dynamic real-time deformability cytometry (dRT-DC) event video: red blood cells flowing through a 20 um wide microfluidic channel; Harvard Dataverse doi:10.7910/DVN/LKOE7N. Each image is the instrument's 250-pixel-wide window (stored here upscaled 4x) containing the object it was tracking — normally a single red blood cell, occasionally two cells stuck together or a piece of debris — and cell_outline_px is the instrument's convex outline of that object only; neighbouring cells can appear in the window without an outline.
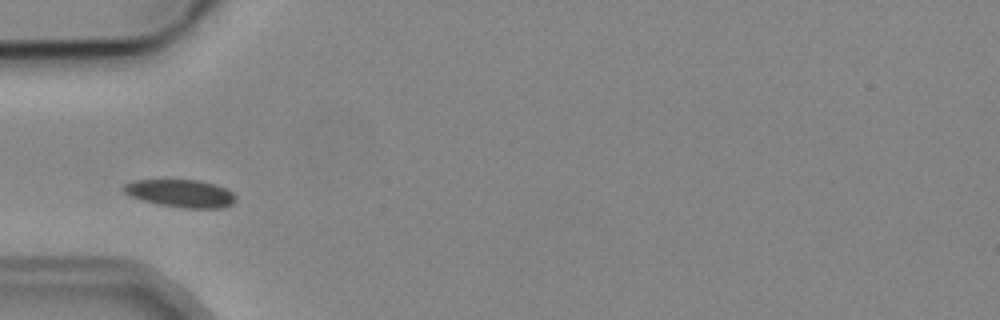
{"species": "common noctule bat (a hibernating species)", "species_latin": "Nyctalus noctula", "temperature_condition": "cold", "stored_images_in_passage": 4, "camera_frame_rate_fps": 3000, "um_per_image_px": 0.085, "animal": {"sex": "male", "body_mass_g": 19.2, "forearm_length_mm": 51.8}, "frame": {"image": 1, "passage_image": 3, "time_ms": 2.333, "image_size_px": [1000, 320], "cell_outline_px": [[236, 200], [232, 204], [224, 208], [184, 208], [160, 204], [140, 200], [128, 196], [120, 188], [124, 184], [136, 180], [200, 180], [216, 184], [232, 192], [236, 196]], "centroid_in_image_um": [15.34, 16.44], "position_along_channel_um": 69.7, "area_um2": 18.26}}